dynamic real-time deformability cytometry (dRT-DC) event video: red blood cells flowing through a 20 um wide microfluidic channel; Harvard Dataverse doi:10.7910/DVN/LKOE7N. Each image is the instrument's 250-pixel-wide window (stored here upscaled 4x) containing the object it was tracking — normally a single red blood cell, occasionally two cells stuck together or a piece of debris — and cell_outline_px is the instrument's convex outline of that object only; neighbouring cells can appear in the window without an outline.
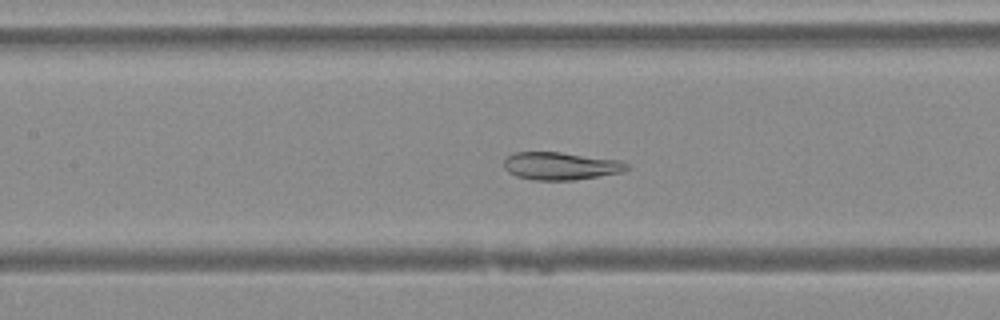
{"species": "Egyptian fruit bat (a non-hibernating species)", "species_latin": "Rousettus aegyptiacus", "temperature_condition": "warm", "stored_images_in_passage": 49, "camera_frame_rate_fps": 3000, "um_per_image_px": 0.085, "animal": {"sex": "female"}, "frame": {"image": 1, "passage_image": 23, "time_ms": 7.333, "image_size_px": [1000, 320], "cell_outline_px": [[628, 168], [624, 172], [572, 180], [532, 180], [516, 176], [508, 172], [504, 168], [504, 160], [508, 156], [516, 152], [560, 152], [620, 160], [628, 164]], "centroid_in_image_um": [47.65, 14.11], "position_along_channel_um": 159.8, "area_um2": 19.83}}
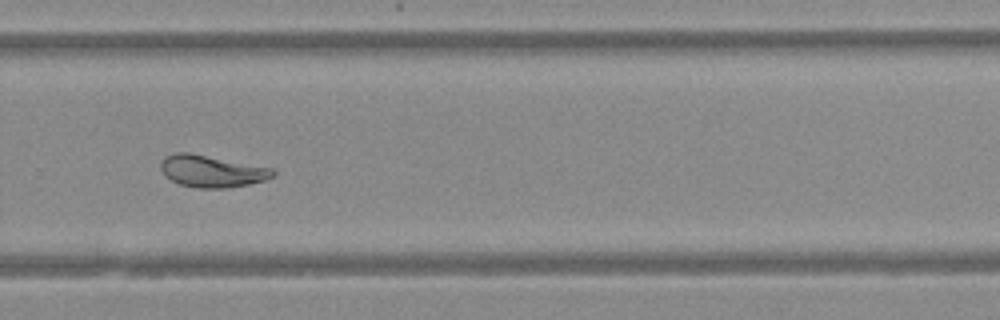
{"frame": {"image": 2, "passage_image": 34, "time_ms": 11.0, "image_size_px": [1000, 320], "cell_outline_px": [[276, 176], [264, 180], [248, 184], [224, 188], [196, 188], [180, 184], [164, 176], [160, 168], [160, 160], [164, 156], [176, 152], [188, 152], [272, 168], [276, 172]], "centroid_in_image_um": [17.96, 14.54], "position_along_channel_um": 311.8, "area_um2": 20.92}}
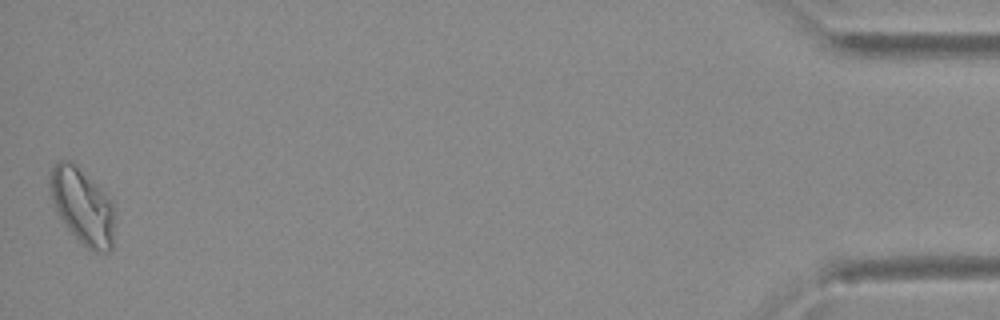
{"frame": {"image": 3, "passage_image": 49, "time_ms": 16.0, "image_size_px": [1000, 320], "cell_outline_px": [[116, 208], [112, 248], [108, 252], [92, 252], [68, 228], [60, 216], [52, 200], [48, 184], [48, 180], [52, 168], [60, 160], [72, 160], [112, 200]], "centroid_in_image_um": [7.04, 17.51], "position_along_channel_um": 428.2, "area_um2": 28.67}}